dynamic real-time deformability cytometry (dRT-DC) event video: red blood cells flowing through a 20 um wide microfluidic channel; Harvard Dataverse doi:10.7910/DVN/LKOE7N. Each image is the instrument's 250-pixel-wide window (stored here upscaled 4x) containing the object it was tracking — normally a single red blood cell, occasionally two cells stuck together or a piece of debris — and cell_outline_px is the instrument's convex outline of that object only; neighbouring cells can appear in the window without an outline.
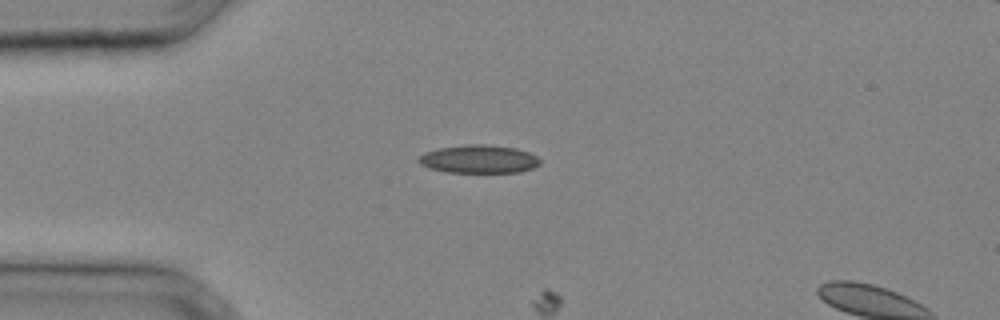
{"species": "common noctule bat (a hibernating species)", "species_latin": "Nyctalus noctula", "temperature_condition": "cold", "stored_images_in_passage": 2, "camera_frame_rate_fps": 3000, "um_per_image_px": 0.085, "animal": {"sex": "male", "body_mass_g": 20.4}, "frame": {"image": 1, "passage_image": 1, "time_ms": 0.0, "image_size_px": [1000, 320], "cell_outline_px": [[540, 164], [532, 168], [520, 172], [444, 172], [428, 168], [420, 164], [416, 160], [424, 152], [440, 148], [464, 144], [484, 144], [516, 148], [528, 152], [536, 156], [540, 160]], "centroid_in_image_um": [40.67, 13.52], "position_along_channel_um": 44.3, "area_um2": 20.0}}